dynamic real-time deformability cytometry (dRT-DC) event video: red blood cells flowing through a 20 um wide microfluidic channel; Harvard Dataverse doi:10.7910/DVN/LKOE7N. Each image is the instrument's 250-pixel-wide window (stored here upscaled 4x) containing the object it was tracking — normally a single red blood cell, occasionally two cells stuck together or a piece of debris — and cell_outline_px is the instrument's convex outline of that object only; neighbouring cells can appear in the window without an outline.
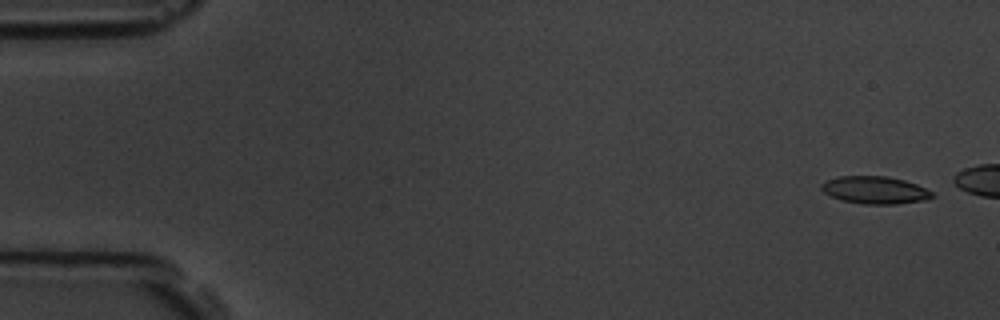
{"species": "common noctule bat (a hibernating species)", "species_latin": "Nyctalus noctula", "temperature_condition": "room temperature", "stored_images_in_passage": 4, "camera_frame_rate_fps": 3000, "um_per_image_px": 0.085, "animal": {"sex": "male", "body_mass_g": 19.5, "forearm_length_mm": 54.6}, "frame": {"image": 1, "passage_image": 1, "time_ms": 0.0, "image_size_px": [1000, 320], "cell_outline_px": [[936, 196], [928, 200], [896, 204], [864, 204], [840, 200], [824, 192], [820, 188], [820, 184], [836, 176], [888, 176], [904, 180], [916, 184], [932, 192]], "centroid_in_image_um": [74.38, 16.16], "position_along_channel_um": 10.6, "area_um2": 17.86}}